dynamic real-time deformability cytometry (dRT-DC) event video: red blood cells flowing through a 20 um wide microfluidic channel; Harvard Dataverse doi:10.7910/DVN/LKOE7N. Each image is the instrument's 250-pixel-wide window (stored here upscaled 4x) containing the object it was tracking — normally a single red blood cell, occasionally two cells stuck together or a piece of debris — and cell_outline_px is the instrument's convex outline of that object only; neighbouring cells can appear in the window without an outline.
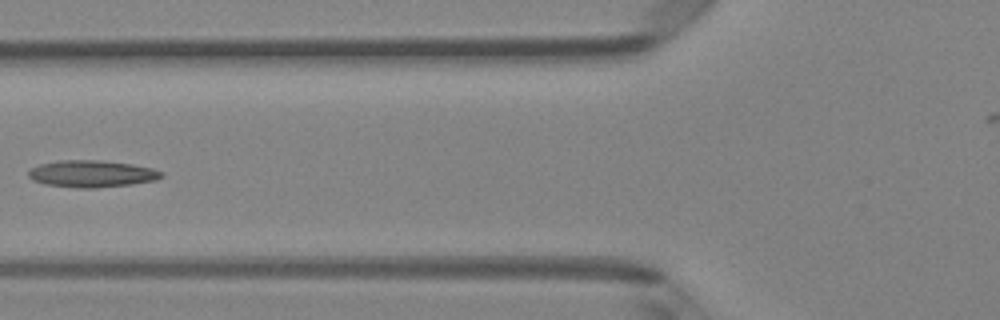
{"species": "Egyptian fruit bat (a non-hibernating species)", "species_latin": "Rousettus aegyptiacus", "temperature_condition": "room temperature", "stored_images_in_passage": 6, "camera_frame_rate_fps": 3000, "um_per_image_px": 0.085, "animal": {"sex": "female"}, "frame": {"image": 1, "passage_image": 5, "time_ms": 1.333, "image_size_px": [1000, 320], "cell_outline_px": [[164, 176], [156, 180], [132, 184], [96, 188], [76, 188], [44, 184], [32, 180], [28, 176], [28, 172], [32, 168], [40, 164], [56, 160], [96, 160], [132, 164], [152, 168], [164, 172]], "centroid_in_image_um": [7.8, 14.77], "position_along_channel_um": 118.0, "area_um2": 20.98}}
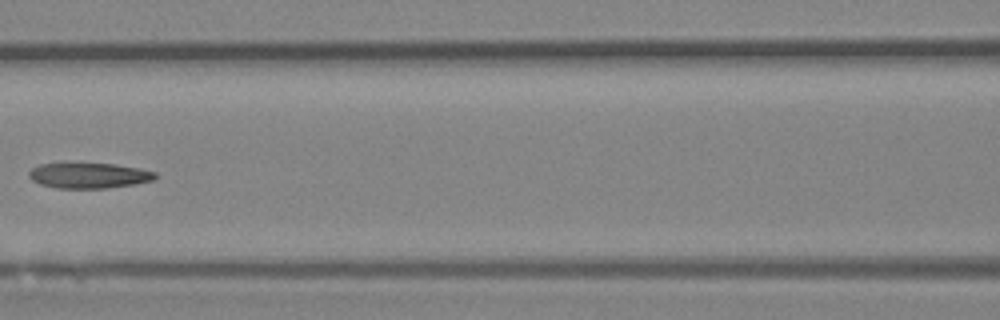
{"frame": {"image": 2, "passage_image": 6, "time_ms": 1.667, "image_size_px": [1000, 320], "cell_outline_px": [[156, 180], [136, 184], [104, 188], [56, 188], [40, 184], [32, 180], [28, 176], [28, 172], [32, 168], [40, 164], [68, 160], [116, 164], [140, 168], [156, 172]], "centroid_in_image_um": [7.52, 14.86], "position_along_channel_um": 159.1, "area_um2": 19.77}}